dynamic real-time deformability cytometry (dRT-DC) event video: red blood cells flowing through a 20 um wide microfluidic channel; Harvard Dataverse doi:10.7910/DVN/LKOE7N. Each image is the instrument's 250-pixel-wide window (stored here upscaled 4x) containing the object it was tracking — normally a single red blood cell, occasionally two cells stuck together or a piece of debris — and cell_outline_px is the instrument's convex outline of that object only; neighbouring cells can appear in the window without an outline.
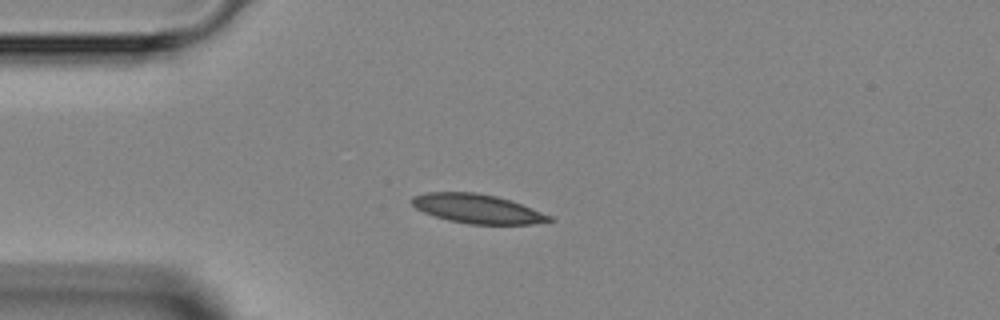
{"species": "Egyptian fruit bat (a non-hibernating species)", "species_latin": "Rousettus aegyptiacus", "temperature_condition": "room temperature", "stored_images_in_passage": 1, "camera_frame_rate_fps": 3000, "um_per_image_px": 0.085, "animal": {"sex": "female"}, "frame": {"image": 1, "passage_image": 1, "time_ms": 0.0, "image_size_px": [1000, 320], "cell_outline_px": [[556, 220], [532, 224], [468, 224], [448, 220], [424, 212], [416, 208], [412, 204], [412, 196], [428, 192], [476, 192], [496, 196], [520, 204], [552, 216]], "centroid_in_image_um": [40.57, 17.74], "position_along_channel_um": 44.4, "area_um2": 23.12}}